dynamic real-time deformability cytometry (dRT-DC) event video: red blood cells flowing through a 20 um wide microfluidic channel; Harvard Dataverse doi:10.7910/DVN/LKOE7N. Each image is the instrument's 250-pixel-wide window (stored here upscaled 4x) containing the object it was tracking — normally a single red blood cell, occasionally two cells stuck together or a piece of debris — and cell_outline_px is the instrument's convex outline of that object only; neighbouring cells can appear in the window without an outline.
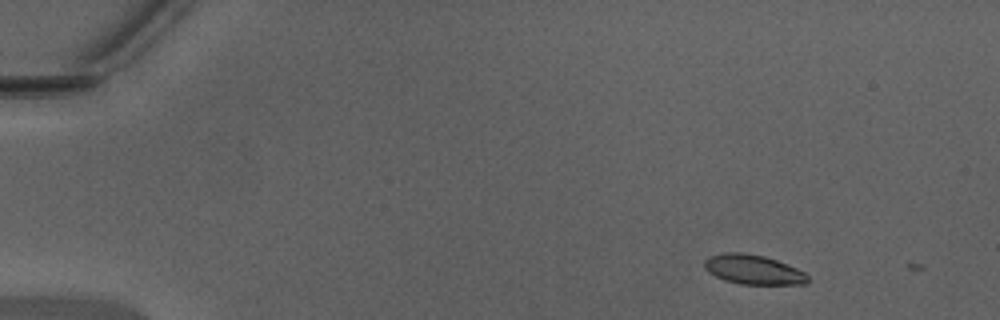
{"species": "Egyptian fruit bat (a non-hibernating species)", "species_latin": "Rousettus aegyptiacus", "temperature_condition": "warm", "stored_images_in_passage": 2, "camera_frame_rate_fps": 3000, "um_per_image_px": 0.085, "animal": {"sex": "male"}, "frame": {"image": 1, "passage_image": 1, "time_ms": 0.0, "image_size_px": [1000, 320], "cell_outline_px": [[808, 280], [804, 284], [740, 284], [724, 280], [708, 272], [704, 268], [704, 260], [708, 256], [724, 252], [740, 252], [764, 256], [788, 264], [804, 272], [808, 276]], "centroid_in_image_um": [63.99, 22.9], "position_along_channel_um": 21.0, "area_um2": 17.8}}